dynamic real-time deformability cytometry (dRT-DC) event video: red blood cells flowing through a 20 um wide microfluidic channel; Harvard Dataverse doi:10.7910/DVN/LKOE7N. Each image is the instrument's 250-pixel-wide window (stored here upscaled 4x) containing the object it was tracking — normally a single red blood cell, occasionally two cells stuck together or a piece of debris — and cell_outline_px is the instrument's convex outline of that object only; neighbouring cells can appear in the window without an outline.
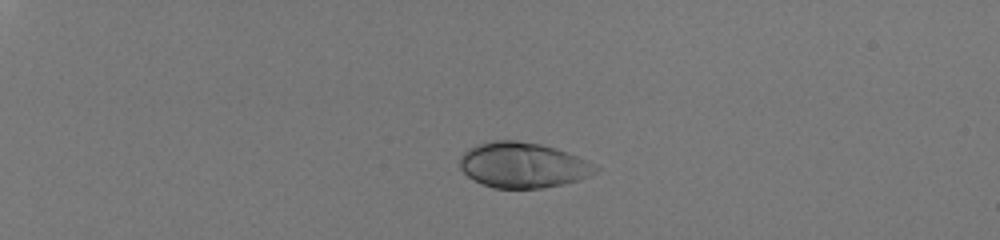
{"species": "human", "species_latin": "Homo sapiens", "temperature_condition": "room temperature", "stored_images_in_passage": 41, "camera_frame_rate_fps": 3000, "um_per_image_px": 0.085, "donor": {"sex": "male"}, "frame": {"image": 1, "passage_image": 1, "time_ms": 0.0, "image_size_px": [1000, 240], "cell_outline_px": [[600, 168], [592, 176], [564, 184], [544, 188], [492, 188], [480, 184], [472, 180], [460, 168], [460, 156], [468, 148], [492, 140], [516, 140], [540, 144], [556, 148], [568, 152]], "centroid_in_image_um": [44.43, 14.04], "position_along_channel_um": 40.6, "area_um2": 36.07}}
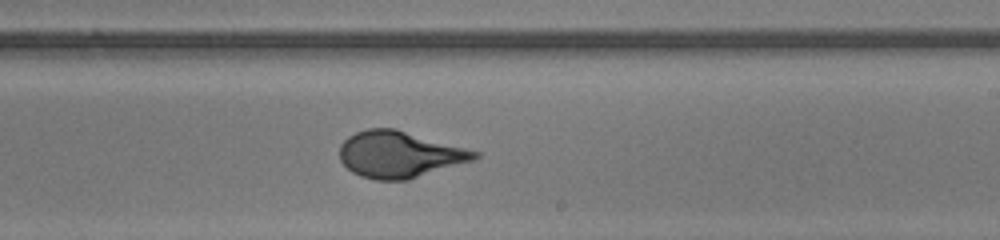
{"frame": {"image": 2, "passage_image": 24, "time_ms": 7.667, "image_size_px": [1000, 240], "cell_outline_px": [[480, 156], [476, 160], [408, 180], [376, 180], [360, 176], [352, 172], [340, 160], [340, 144], [348, 136], [356, 132], [368, 128], [396, 128], [480, 152]], "centroid_in_image_um": [33.97, 13.13], "position_along_channel_um": 255.0, "area_um2": 36.76}}
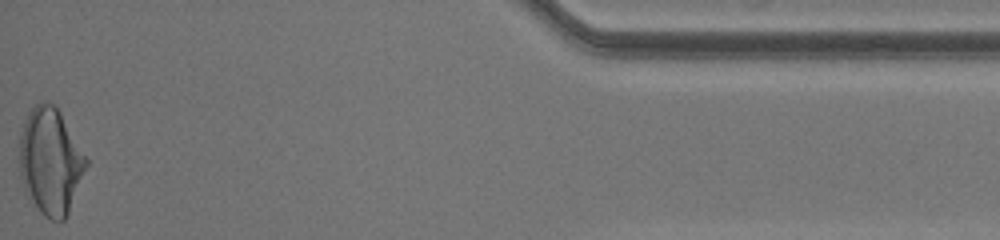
{"frame": {"image": 3, "passage_image": 41, "time_ms": 13.333, "image_size_px": [1000, 240], "cell_outline_px": [[88, 164], [68, 212], [64, 220], [52, 220], [44, 216], [40, 212], [24, 188], [20, 172], [20, 136], [24, 120], [32, 108], [40, 100], [52, 104], [60, 112], [88, 160]], "centroid_in_image_um": [4.29, 13.69], "position_along_channel_um": 430.9, "area_um2": 40.69}, "authors_computed_cell_mechanics": {"area_um2": 36.0672, "velocity_mm_per_s": 4.0904, "shape_relaxation_time_tau1_ms": 4.3947, "shape_relaxation_time_tau2_ms": null, "deformation_change_tau1": 0.2057, "deformation_change_tau2": null}}